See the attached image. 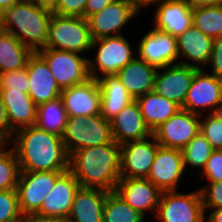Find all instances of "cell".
<instances>
[{
	"mask_svg": "<svg viewBox=\"0 0 222 222\" xmlns=\"http://www.w3.org/2000/svg\"><path fill=\"white\" fill-rule=\"evenodd\" d=\"M21 171H67L69 155L62 137L36 125L16 131L12 140Z\"/></svg>",
	"mask_w": 222,
	"mask_h": 222,
	"instance_id": "6da1fadb",
	"label": "cell"
},
{
	"mask_svg": "<svg viewBox=\"0 0 222 222\" xmlns=\"http://www.w3.org/2000/svg\"><path fill=\"white\" fill-rule=\"evenodd\" d=\"M121 146L116 141L82 148L69 157V170L80 187L113 192L120 180Z\"/></svg>",
	"mask_w": 222,
	"mask_h": 222,
	"instance_id": "7a4b0ae2",
	"label": "cell"
},
{
	"mask_svg": "<svg viewBox=\"0 0 222 222\" xmlns=\"http://www.w3.org/2000/svg\"><path fill=\"white\" fill-rule=\"evenodd\" d=\"M52 14L51 10L33 0H21L6 8L0 16L5 32L37 52L46 46Z\"/></svg>",
	"mask_w": 222,
	"mask_h": 222,
	"instance_id": "3957f363",
	"label": "cell"
},
{
	"mask_svg": "<svg viewBox=\"0 0 222 222\" xmlns=\"http://www.w3.org/2000/svg\"><path fill=\"white\" fill-rule=\"evenodd\" d=\"M62 142L70 156L82 148L104 145L113 141L111 122L101 114L68 117Z\"/></svg>",
	"mask_w": 222,
	"mask_h": 222,
	"instance_id": "277c9868",
	"label": "cell"
},
{
	"mask_svg": "<svg viewBox=\"0 0 222 222\" xmlns=\"http://www.w3.org/2000/svg\"><path fill=\"white\" fill-rule=\"evenodd\" d=\"M91 46L92 38L87 19L52 14L45 48L84 54L91 50Z\"/></svg>",
	"mask_w": 222,
	"mask_h": 222,
	"instance_id": "5b68a950",
	"label": "cell"
},
{
	"mask_svg": "<svg viewBox=\"0 0 222 222\" xmlns=\"http://www.w3.org/2000/svg\"><path fill=\"white\" fill-rule=\"evenodd\" d=\"M96 46H98L96 58L88 59L89 74L92 79L97 80L100 77L97 72L103 75L117 74L135 58L134 50L123 35L92 40L91 49Z\"/></svg>",
	"mask_w": 222,
	"mask_h": 222,
	"instance_id": "8992f818",
	"label": "cell"
},
{
	"mask_svg": "<svg viewBox=\"0 0 222 222\" xmlns=\"http://www.w3.org/2000/svg\"><path fill=\"white\" fill-rule=\"evenodd\" d=\"M37 53L45 60L61 89L89 80L88 59L79 53L52 48H43Z\"/></svg>",
	"mask_w": 222,
	"mask_h": 222,
	"instance_id": "52a82bcc",
	"label": "cell"
},
{
	"mask_svg": "<svg viewBox=\"0 0 222 222\" xmlns=\"http://www.w3.org/2000/svg\"><path fill=\"white\" fill-rule=\"evenodd\" d=\"M200 190L190 193L162 192L156 219L162 222H205Z\"/></svg>",
	"mask_w": 222,
	"mask_h": 222,
	"instance_id": "ba28073f",
	"label": "cell"
},
{
	"mask_svg": "<svg viewBox=\"0 0 222 222\" xmlns=\"http://www.w3.org/2000/svg\"><path fill=\"white\" fill-rule=\"evenodd\" d=\"M65 171H21L17 182L19 208L24 217L35 215L56 179Z\"/></svg>",
	"mask_w": 222,
	"mask_h": 222,
	"instance_id": "9c48e42d",
	"label": "cell"
},
{
	"mask_svg": "<svg viewBox=\"0 0 222 222\" xmlns=\"http://www.w3.org/2000/svg\"><path fill=\"white\" fill-rule=\"evenodd\" d=\"M205 108L210 109V113L222 112V81L208 71L198 69L181 109L203 116Z\"/></svg>",
	"mask_w": 222,
	"mask_h": 222,
	"instance_id": "30bf717a",
	"label": "cell"
},
{
	"mask_svg": "<svg viewBox=\"0 0 222 222\" xmlns=\"http://www.w3.org/2000/svg\"><path fill=\"white\" fill-rule=\"evenodd\" d=\"M140 11L130 0H115L87 20L92 40L122 35V29Z\"/></svg>",
	"mask_w": 222,
	"mask_h": 222,
	"instance_id": "8fae6325",
	"label": "cell"
},
{
	"mask_svg": "<svg viewBox=\"0 0 222 222\" xmlns=\"http://www.w3.org/2000/svg\"><path fill=\"white\" fill-rule=\"evenodd\" d=\"M200 115L180 109L152 133L158 144L182 150L199 132Z\"/></svg>",
	"mask_w": 222,
	"mask_h": 222,
	"instance_id": "7c38bea8",
	"label": "cell"
},
{
	"mask_svg": "<svg viewBox=\"0 0 222 222\" xmlns=\"http://www.w3.org/2000/svg\"><path fill=\"white\" fill-rule=\"evenodd\" d=\"M120 178H147L159 144L152 134L148 138L123 143Z\"/></svg>",
	"mask_w": 222,
	"mask_h": 222,
	"instance_id": "4fadbf2b",
	"label": "cell"
},
{
	"mask_svg": "<svg viewBox=\"0 0 222 222\" xmlns=\"http://www.w3.org/2000/svg\"><path fill=\"white\" fill-rule=\"evenodd\" d=\"M185 172L182 151L159 146L147 179L162 192L177 191Z\"/></svg>",
	"mask_w": 222,
	"mask_h": 222,
	"instance_id": "5bb4252c",
	"label": "cell"
},
{
	"mask_svg": "<svg viewBox=\"0 0 222 222\" xmlns=\"http://www.w3.org/2000/svg\"><path fill=\"white\" fill-rule=\"evenodd\" d=\"M162 69L163 72L161 71ZM197 70L195 67L180 63L159 68L157 69L153 91L177 103L182 108Z\"/></svg>",
	"mask_w": 222,
	"mask_h": 222,
	"instance_id": "9a60e30c",
	"label": "cell"
},
{
	"mask_svg": "<svg viewBox=\"0 0 222 222\" xmlns=\"http://www.w3.org/2000/svg\"><path fill=\"white\" fill-rule=\"evenodd\" d=\"M64 108L68 117H87L101 112V90L96 79L62 89Z\"/></svg>",
	"mask_w": 222,
	"mask_h": 222,
	"instance_id": "2e32d148",
	"label": "cell"
},
{
	"mask_svg": "<svg viewBox=\"0 0 222 222\" xmlns=\"http://www.w3.org/2000/svg\"><path fill=\"white\" fill-rule=\"evenodd\" d=\"M137 49V57L157 69L176 64L179 59L176 37L155 28L142 37Z\"/></svg>",
	"mask_w": 222,
	"mask_h": 222,
	"instance_id": "e0dca14e",
	"label": "cell"
},
{
	"mask_svg": "<svg viewBox=\"0 0 222 222\" xmlns=\"http://www.w3.org/2000/svg\"><path fill=\"white\" fill-rule=\"evenodd\" d=\"M114 191L144 217L146 211L156 215L162 191L147 178H120Z\"/></svg>",
	"mask_w": 222,
	"mask_h": 222,
	"instance_id": "ac0fdd59",
	"label": "cell"
},
{
	"mask_svg": "<svg viewBox=\"0 0 222 222\" xmlns=\"http://www.w3.org/2000/svg\"><path fill=\"white\" fill-rule=\"evenodd\" d=\"M79 187L80 184L70 170L63 172L56 179L36 214L43 217L68 218Z\"/></svg>",
	"mask_w": 222,
	"mask_h": 222,
	"instance_id": "d6986e66",
	"label": "cell"
},
{
	"mask_svg": "<svg viewBox=\"0 0 222 222\" xmlns=\"http://www.w3.org/2000/svg\"><path fill=\"white\" fill-rule=\"evenodd\" d=\"M156 6L153 17L156 30L177 38L193 25L192 6L187 0H161Z\"/></svg>",
	"mask_w": 222,
	"mask_h": 222,
	"instance_id": "ffe728a7",
	"label": "cell"
},
{
	"mask_svg": "<svg viewBox=\"0 0 222 222\" xmlns=\"http://www.w3.org/2000/svg\"><path fill=\"white\" fill-rule=\"evenodd\" d=\"M26 69L29 80L28 94L37 106L60 97L62 89L45 60L37 52L29 57Z\"/></svg>",
	"mask_w": 222,
	"mask_h": 222,
	"instance_id": "44dd1931",
	"label": "cell"
},
{
	"mask_svg": "<svg viewBox=\"0 0 222 222\" xmlns=\"http://www.w3.org/2000/svg\"><path fill=\"white\" fill-rule=\"evenodd\" d=\"M110 122L113 140L120 145L149 138L152 135L136 100L124 107Z\"/></svg>",
	"mask_w": 222,
	"mask_h": 222,
	"instance_id": "7402d4cb",
	"label": "cell"
},
{
	"mask_svg": "<svg viewBox=\"0 0 222 222\" xmlns=\"http://www.w3.org/2000/svg\"><path fill=\"white\" fill-rule=\"evenodd\" d=\"M177 51L179 58L186 57L189 61L177 63L203 69L208 66L212 54L213 39L206 36L198 28L192 25L177 38ZM195 62V64L193 63Z\"/></svg>",
	"mask_w": 222,
	"mask_h": 222,
	"instance_id": "603a6c76",
	"label": "cell"
},
{
	"mask_svg": "<svg viewBox=\"0 0 222 222\" xmlns=\"http://www.w3.org/2000/svg\"><path fill=\"white\" fill-rule=\"evenodd\" d=\"M157 68L145 60L135 57L116 74L127 89L129 95L136 100L138 97L154 90Z\"/></svg>",
	"mask_w": 222,
	"mask_h": 222,
	"instance_id": "cb8c5ba5",
	"label": "cell"
},
{
	"mask_svg": "<svg viewBox=\"0 0 222 222\" xmlns=\"http://www.w3.org/2000/svg\"><path fill=\"white\" fill-rule=\"evenodd\" d=\"M11 130L33 126L37 119V105L29 94L16 90H0Z\"/></svg>",
	"mask_w": 222,
	"mask_h": 222,
	"instance_id": "d4e9b609",
	"label": "cell"
},
{
	"mask_svg": "<svg viewBox=\"0 0 222 222\" xmlns=\"http://www.w3.org/2000/svg\"><path fill=\"white\" fill-rule=\"evenodd\" d=\"M108 193L101 189L79 187L67 218L69 222H103L104 203Z\"/></svg>",
	"mask_w": 222,
	"mask_h": 222,
	"instance_id": "484cf974",
	"label": "cell"
},
{
	"mask_svg": "<svg viewBox=\"0 0 222 222\" xmlns=\"http://www.w3.org/2000/svg\"><path fill=\"white\" fill-rule=\"evenodd\" d=\"M97 79L101 90L100 114L111 121L133 98L127 92L116 74L100 75Z\"/></svg>",
	"mask_w": 222,
	"mask_h": 222,
	"instance_id": "4316f807",
	"label": "cell"
},
{
	"mask_svg": "<svg viewBox=\"0 0 222 222\" xmlns=\"http://www.w3.org/2000/svg\"><path fill=\"white\" fill-rule=\"evenodd\" d=\"M136 101L140 106L145 124L152 133L181 109L177 103L158 95L154 91L138 97Z\"/></svg>",
	"mask_w": 222,
	"mask_h": 222,
	"instance_id": "83f0119b",
	"label": "cell"
},
{
	"mask_svg": "<svg viewBox=\"0 0 222 222\" xmlns=\"http://www.w3.org/2000/svg\"><path fill=\"white\" fill-rule=\"evenodd\" d=\"M34 52L8 32L0 35V73L23 69Z\"/></svg>",
	"mask_w": 222,
	"mask_h": 222,
	"instance_id": "f1b7e54d",
	"label": "cell"
},
{
	"mask_svg": "<svg viewBox=\"0 0 222 222\" xmlns=\"http://www.w3.org/2000/svg\"><path fill=\"white\" fill-rule=\"evenodd\" d=\"M67 120L68 115L61 97L37 106L35 125L40 129L62 136Z\"/></svg>",
	"mask_w": 222,
	"mask_h": 222,
	"instance_id": "f546056e",
	"label": "cell"
},
{
	"mask_svg": "<svg viewBox=\"0 0 222 222\" xmlns=\"http://www.w3.org/2000/svg\"><path fill=\"white\" fill-rule=\"evenodd\" d=\"M144 216L129 206L115 191L106 195L103 222H144Z\"/></svg>",
	"mask_w": 222,
	"mask_h": 222,
	"instance_id": "4dcf8cb0",
	"label": "cell"
},
{
	"mask_svg": "<svg viewBox=\"0 0 222 222\" xmlns=\"http://www.w3.org/2000/svg\"><path fill=\"white\" fill-rule=\"evenodd\" d=\"M193 25L212 39L222 37V4L192 8Z\"/></svg>",
	"mask_w": 222,
	"mask_h": 222,
	"instance_id": "1f68e13d",
	"label": "cell"
},
{
	"mask_svg": "<svg viewBox=\"0 0 222 222\" xmlns=\"http://www.w3.org/2000/svg\"><path fill=\"white\" fill-rule=\"evenodd\" d=\"M8 145L0 143V191L16 189L21 172L14 149L5 150Z\"/></svg>",
	"mask_w": 222,
	"mask_h": 222,
	"instance_id": "d6a6232c",
	"label": "cell"
},
{
	"mask_svg": "<svg viewBox=\"0 0 222 222\" xmlns=\"http://www.w3.org/2000/svg\"><path fill=\"white\" fill-rule=\"evenodd\" d=\"M213 148L204 135L199 132L181 151L185 170L187 166L204 169Z\"/></svg>",
	"mask_w": 222,
	"mask_h": 222,
	"instance_id": "836d02e7",
	"label": "cell"
},
{
	"mask_svg": "<svg viewBox=\"0 0 222 222\" xmlns=\"http://www.w3.org/2000/svg\"><path fill=\"white\" fill-rule=\"evenodd\" d=\"M208 114L200 120V132L214 150H222V112Z\"/></svg>",
	"mask_w": 222,
	"mask_h": 222,
	"instance_id": "e575fe53",
	"label": "cell"
},
{
	"mask_svg": "<svg viewBox=\"0 0 222 222\" xmlns=\"http://www.w3.org/2000/svg\"><path fill=\"white\" fill-rule=\"evenodd\" d=\"M17 190L0 191V222H24Z\"/></svg>",
	"mask_w": 222,
	"mask_h": 222,
	"instance_id": "d590c367",
	"label": "cell"
},
{
	"mask_svg": "<svg viewBox=\"0 0 222 222\" xmlns=\"http://www.w3.org/2000/svg\"><path fill=\"white\" fill-rule=\"evenodd\" d=\"M0 90H16L28 94L29 80L26 67L0 73Z\"/></svg>",
	"mask_w": 222,
	"mask_h": 222,
	"instance_id": "8d00e7d4",
	"label": "cell"
},
{
	"mask_svg": "<svg viewBox=\"0 0 222 222\" xmlns=\"http://www.w3.org/2000/svg\"><path fill=\"white\" fill-rule=\"evenodd\" d=\"M208 186L199 189L202 196L204 212L209 208L210 210L222 208V181L209 182Z\"/></svg>",
	"mask_w": 222,
	"mask_h": 222,
	"instance_id": "74e56055",
	"label": "cell"
},
{
	"mask_svg": "<svg viewBox=\"0 0 222 222\" xmlns=\"http://www.w3.org/2000/svg\"><path fill=\"white\" fill-rule=\"evenodd\" d=\"M87 0H59L52 12L59 16L85 18V6Z\"/></svg>",
	"mask_w": 222,
	"mask_h": 222,
	"instance_id": "f35d334b",
	"label": "cell"
},
{
	"mask_svg": "<svg viewBox=\"0 0 222 222\" xmlns=\"http://www.w3.org/2000/svg\"><path fill=\"white\" fill-rule=\"evenodd\" d=\"M201 174L209 182L222 181V150H213Z\"/></svg>",
	"mask_w": 222,
	"mask_h": 222,
	"instance_id": "ab89813d",
	"label": "cell"
},
{
	"mask_svg": "<svg viewBox=\"0 0 222 222\" xmlns=\"http://www.w3.org/2000/svg\"><path fill=\"white\" fill-rule=\"evenodd\" d=\"M212 66V74L222 81V37L213 39L212 54L208 65Z\"/></svg>",
	"mask_w": 222,
	"mask_h": 222,
	"instance_id": "60d3db41",
	"label": "cell"
},
{
	"mask_svg": "<svg viewBox=\"0 0 222 222\" xmlns=\"http://www.w3.org/2000/svg\"><path fill=\"white\" fill-rule=\"evenodd\" d=\"M14 132L11 130L3 98L0 92V143L8 144L13 138Z\"/></svg>",
	"mask_w": 222,
	"mask_h": 222,
	"instance_id": "b9f144b4",
	"label": "cell"
},
{
	"mask_svg": "<svg viewBox=\"0 0 222 222\" xmlns=\"http://www.w3.org/2000/svg\"><path fill=\"white\" fill-rule=\"evenodd\" d=\"M114 1L115 0H87L85 6V19H88L91 15L102 11L107 5Z\"/></svg>",
	"mask_w": 222,
	"mask_h": 222,
	"instance_id": "7bdbcfd3",
	"label": "cell"
},
{
	"mask_svg": "<svg viewBox=\"0 0 222 222\" xmlns=\"http://www.w3.org/2000/svg\"><path fill=\"white\" fill-rule=\"evenodd\" d=\"M24 222H69V220L67 218L43 217L35 214L25 217Z\"/></svg>",
	"mask_w": 222,
	"mask_h": 222,
	"instance_id": "ee69618b",
	"label": "cell"
},
{
	"mask_svg": "<svg viewBox=\"0 0 222 222\" xmlns=\"http://www.w3.org/2000/svg\"><path fill=\"white\" fill-rule=\"evenodd\" d=\"M192 8L216 6L222 4V0H187Z\"/></svg>",
	"mask_w": 222,
	"mask_h": 222,
	"instance_id": "f6af8a7d",
	"label": "cell"
},
{
	"mask_svg": "<svg viewBox=\"0 0 222 222\" xmlns=\"http://www.w3.org/2000/svg\"><path fill=\"white\" fill-rule=\"evenodd\" d=\"M207 216H205V222H222V208L212 209V212Z\"/></svg>",
	"mask_w": 222,
	"mask_h": 222,
	"instance_id": "bcb514c9",
	"label": "cell"
},
{
	"mask_svg": "<svg viewBox=\"0 0 222 222\" xmlns=\"http://www.w3.org/2000/svg\"><path fill=\"white\" fill-rule=\"evenodd\" d=\"M133 5L140 11L142 8H145L146 6L150 5H156L161 0H130ZM154 3V4H153Z\"/></svg>",
	"mask_w": 222,
	"mask_h": 222,
	"instance_id": "7dc6e473",
	"label": "cell"
},
{
	"mask_svg": "<svg viewBox=\"0 0 222 222\" xmlns=\"http://www.w3.org/2000/svg\"><path fill=\"white\" fill-rule=\"evenodd\" d=\"M33 1L38 3L41 7L47 8L51 11L57 6L59 2V0H33Z\"/></svg>",
	"mask_w": 222,
	"mask_h": 222,
	"instance_id": "c3c4849f",
	"label": "cell"
},
{
	"mask_svg": "<svg viewBox=\"0 0 222 222\" xmlns=\"http://www.w3.org/2000/svg\"><path fill=\"white\" fill-rule=\"evenodd\" d=\"M21 0H0V13H2L6 8H9L13 4L20 2Z\"/></svg>",
	"mask_w": 222,
	"mask_h": 222,
	"instance_id": "681fc988",
	"label": "cell"
},
{
	"mask_svg": "<svg viewBox=\"0 0 222 222\" xmlns=\"http://www.w3.org/2000/svg\"><path fill=\"white\" fill-rule=\"evenodd\" d=\"M4 32L3 25H2V20L0 16V35Z\"/></svg>",
	"mask_w": 222,
	"mask_h": 222,
	"instance_id": "f907efd6",
	"label": "cell"
}]
</instances>
